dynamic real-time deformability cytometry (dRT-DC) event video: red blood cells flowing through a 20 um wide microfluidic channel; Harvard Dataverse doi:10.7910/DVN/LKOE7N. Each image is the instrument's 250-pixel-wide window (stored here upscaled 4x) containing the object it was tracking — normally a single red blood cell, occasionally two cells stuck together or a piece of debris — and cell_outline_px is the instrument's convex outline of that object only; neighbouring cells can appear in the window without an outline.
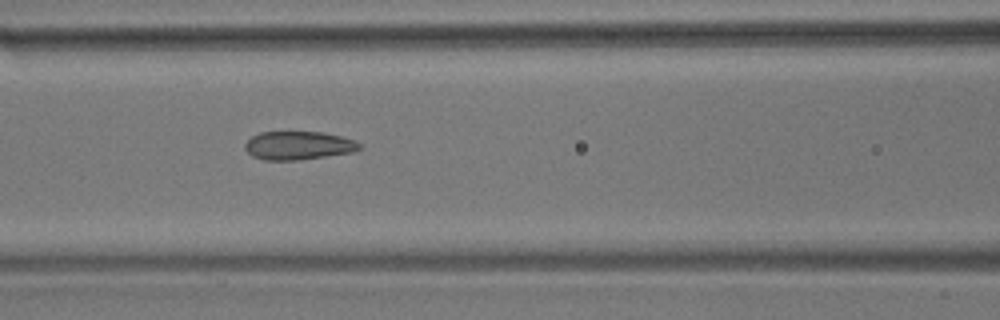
{"species": "common noctule bat (a hibernating species)", "species_latin": "Nyctalus noctula", "temperature_condition": "room temperature", "stored_images_in_passage": 9, "camera_frame_rate_fps": 3000, "um_per_image_px": 0.085, "animal": {"sex": "male", "body_mass_g": 17.9}, "frame": {"image": 1, "passage_image": 6, "time_ms": 6.0, "image_size_px": [1000, 320], "cell_outline_px": [[360, 148], [352, 152], [300, 160], [264, 160], [252, 156], [244, 148], [244, 144], [252, 136], [260, 132], [324, 132], [340, 136], [352, 140], [360, 144]], "centroid_in_image_um": [25.32, 12.37], "position_along_channel_um": 141.3, "area_um2": 18.84}}
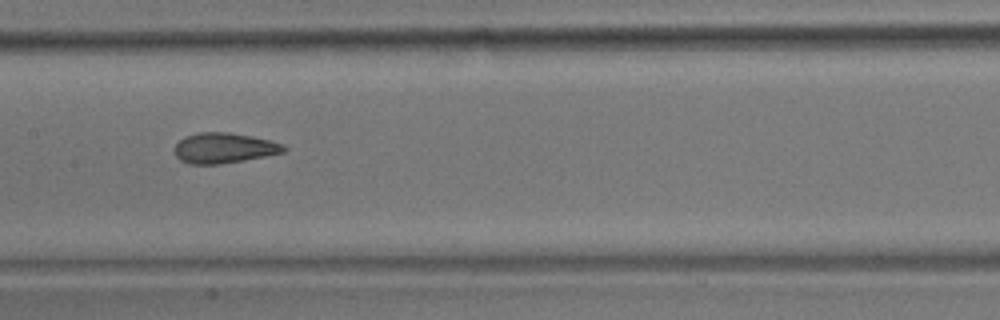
{"frame": {"image": 2, "passage_image": 7, "time_ms": 7.333, "image_size_px": [1000, 320], "cell_outline_px": [[288, 148], [284, 152], [264, 156], [220, 164], [188, 164], [180, 160], [176, 156], [176, 144], [180, 140], [188, 136], [200, 132], [228, 132], [252, 136], [272, 140], [284, 144]], "centroid_in_image_um": [19.08, 12.58], "position_along_channel_um": 188.3, "area_um2": 19.19}}
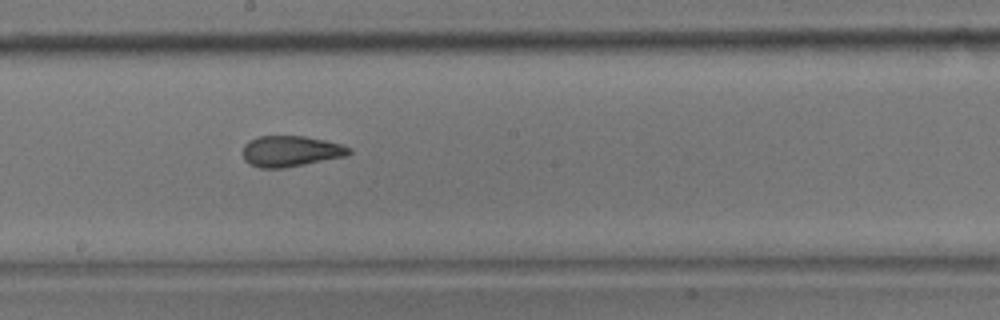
{"frame": {"image": 3, "passage_image": 8, "time_ms": 8.333, "image_size_px": [1000, 320], "cell_outline_px": [[352, 152], [344, 156], [284, 168], [260, 168], [248, 164], [244, 160], [244, 144], [248, 140], [260, 136], [304, 136], [324, 140], [340, 144], [352, 148]], "centroid_in_image_um": [24.68, 12.85], "position_along_channel_um": 223.5, "area_um2": 19.02}}